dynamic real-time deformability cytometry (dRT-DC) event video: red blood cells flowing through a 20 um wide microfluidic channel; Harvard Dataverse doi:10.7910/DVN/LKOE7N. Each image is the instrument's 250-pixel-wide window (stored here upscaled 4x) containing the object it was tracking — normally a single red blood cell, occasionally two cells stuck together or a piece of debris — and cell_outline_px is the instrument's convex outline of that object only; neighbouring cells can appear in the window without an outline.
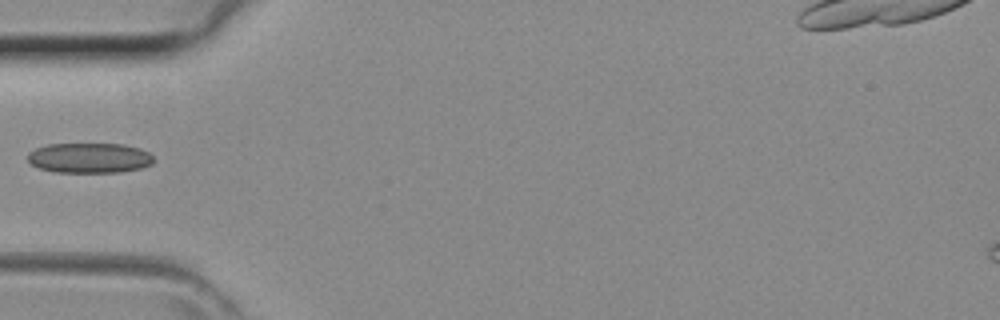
{"species": "common noctule bat (a hibernating species)", "species_latin": "Nyctalus noctula", "temperature_condition": "room temperature", "stored_images_in_passage": 29, "camera_frame_rate_fps": 3000, "um_per_image_px": 0.085, "animal": {"sex": "female", "body_mass_g": 29.2, "forearm_length_mm": 56.3}, "frame": {"image": 1, "passage_image": 1, "time_ms": 0.0, "image_size_px": [1000, 320], "cell_outline_px": [[156, 160], [152, 164], [140, 168], [120, 172], [52, 172], [40, 168], [32, 164], [28, 160], [28, 152], [36, 148], [48, 144], [124, 144], [140, 148], [148, 152]], "centroid_in_image_um": [7.62, 13.42], "position_along_channel_um": 77.4, "area_um2": 22.2}}
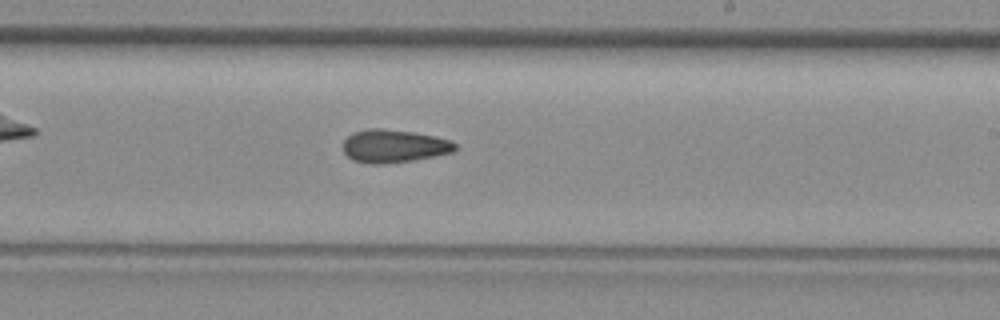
{"frame": {"image": 2, "passage_image": 12, "time_ms": 3.667, "image_size_px": [1000, 320], "cell_outline_px": [[456, 148], [452, 152], [412, 160], [384, 164], [368, 164], [352, 160], [344, 152], [344, 140], [352, 132], [372, 128], [380, 128], [412, 132], [452, 140], [456, 144]], "centroid_in_image_um": [33.45, 12.42], "position_along_channel_um": 255.5, "area_um2": 21.39}}
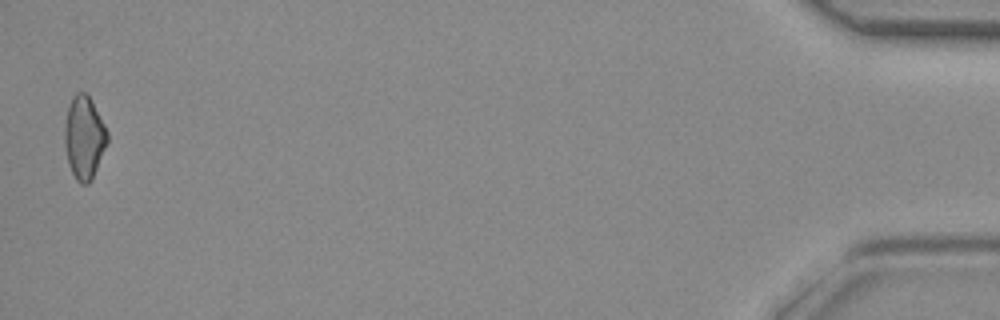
{"frame": {"image": 3, "passage_image": 29, "time_ms": 9.333, "image_size_px": [1000, 320], "cell_outline_px": [[108, 140], [92, 180], [88, 184], [80, 184], [76, 180], [68, 164], [64, 144], [64, 124], [68, 108], [72, 96], [76, 92], [84, 92], [92, 100], [108, 132]], "centroid_in_image_um": [7.14, 11.7], "position_along_channel_um": 428.1, "area_um2": 20.75}}